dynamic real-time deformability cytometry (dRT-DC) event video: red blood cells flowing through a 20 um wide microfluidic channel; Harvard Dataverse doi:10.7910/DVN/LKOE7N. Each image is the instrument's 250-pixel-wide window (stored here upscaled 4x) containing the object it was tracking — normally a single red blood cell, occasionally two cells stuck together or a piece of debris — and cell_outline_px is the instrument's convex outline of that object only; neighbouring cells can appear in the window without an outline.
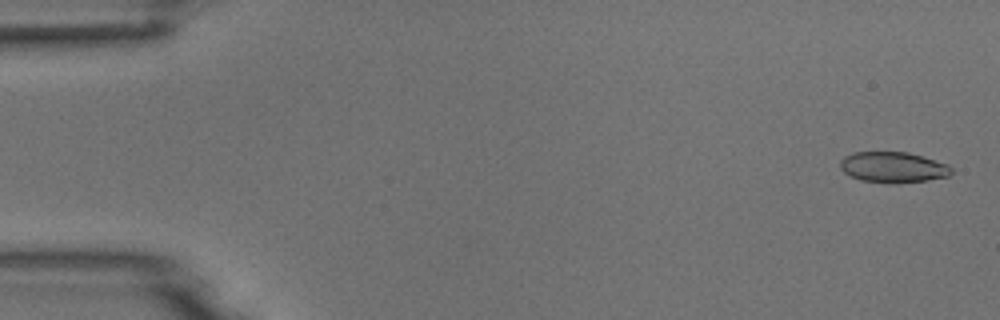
{"species": "common noctule bat (a hibernating species)", "species_latin": "Nyctalus noctula", "temperature_condition": "room temperature", "stored_images_in_passage": 5, "camera_frame_rate_fps": 3000, "um_per_image_px": 0.085, "animal": {"sex": "male", "body_mass_g": 18.8}, "frame": {"image": 1, "passage_image": 1, "time_ms": 0.0, "image_size_px": [1000, 320], "cell_outline_px": [[952, 172], [948, 176], [928, 180], [860, 180], [848, 176], [840, 168], [840, 160], [844, 156], [852, 152], [908, 152], [948, 164], [952, 168]], "centroid_in_image_um": [75.87, 14.16], "position_along_channel_um": 9.1, "area_um2": 19.13}}
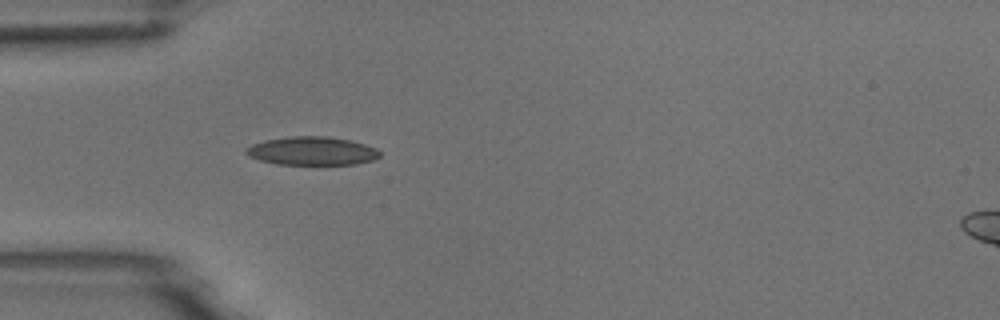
{"frame": {"image": 2, "passage_image": 5, "time_ms": 4.667, "image_size_px": [1000, 320], "cell_outline_px": [[380, 156], [372, 160], [356, 164], [276, 164], [260, 160], [248, 156], [244, 152], [252, 144], [264, 140], [288, 136], [328, 136], [352, 140], [376, 148], [380, 152]], "centroid_in_image_um": [26.52, 12.82], "position_along_channel_um": 58.5, "area_um2": 22.2}}